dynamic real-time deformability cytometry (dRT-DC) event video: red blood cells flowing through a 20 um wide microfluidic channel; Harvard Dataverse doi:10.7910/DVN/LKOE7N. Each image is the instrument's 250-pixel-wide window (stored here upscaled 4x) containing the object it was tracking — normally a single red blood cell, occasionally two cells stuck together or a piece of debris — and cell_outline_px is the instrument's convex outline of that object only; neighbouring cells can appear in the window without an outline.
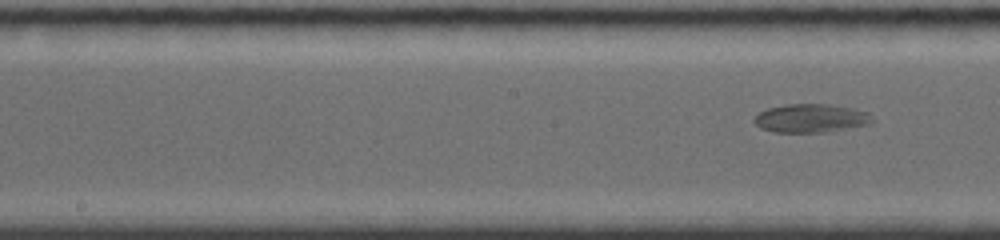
{"species": "common noctule bat (a hibernating species)", "species_latin": "Nyctalus noctula", "temperature_condition": "room temperature", "stored_images_in_passage": 7, "segment_of_instrument_passage": [2, 2], "camera_frame_rate_fps": 4000, "um_per_image_px": 0.085, "animal": {"sex": "female", "body_mass_g": 19.0, "forearm_length_mm": 56.7}, "frame": {"image": 1, "passage_image": 7, "time_ms": 6.0, "image_size_px": [1000, 240], "cell_outline_px": [[876, 120], [872, 124], [828, 132], [772, 132], [760, 128], [752, 120], [760, 112], [768, 108], [788, 104], [828, 104], [852, 108], [868, 112]], "centroid_in_image_um": [68.97, 10.06], "position_along_channel_um": 179.2, "area_um2": 19.83}}